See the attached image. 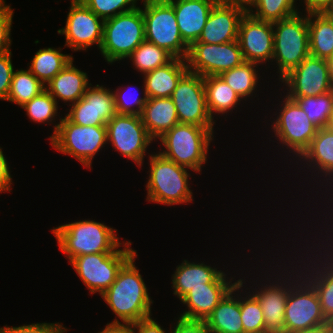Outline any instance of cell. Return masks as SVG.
<instances>
[{"label":"cell","instance_id":"9","mask_svg":"<svg viewBox=\"0 0 333 333\" xmlns=\"http://www.w3.org/2000/svg\"><path fill=\"white\" fill-rule=\"evenodd\" d=\"M131 244V241H125L115 252L81 255L69 263L90 293L101 295L116 280L122 266L137 253Z\"/></svg>","mask_w":333,"mask_h":333},{"label":"cell","instance_id":"38","mask_svg":"<svg viewBox=\"0 0 333 333\" xmlns=\"http://www.w3.org/2000/svg\"><path fill=\"white\" fill-rule=\"evenodd\" d=\"M294 99L309 120L318 128L326 127L330 115L333 113V90L318 96L289 97Z\"/></svg>","mask_w":333,"mask_h":333},{"label":"cell","instance_id":"31","mask_svg":"<svg viewBox=\"0 0 333 333\" xmlns=\"http://www.w3.org/2000/svg\"><path fill=\"white\" fill-rule=\"evenodd\" d=\"M310 55L328 60L333 55V21L325 14H308Z\"/></svg>","mask_w":333,"mask_h":333},{"label":"cell","instance_id":"14","mask_svg":"<svg viewBox=\"0 0 333 333\" xmlns=\"http://www.w3.org/2000/svg\"><path fill=\"white\" fill-rule=\"evenodd\" d=\"M107 142L120 155L142 167L148 146L153 143L141 116L116 114L107 123Z\"/></svg>","mask_w":333,"mask_h":333},{"label":"cell","instance_id":"21","mask_svg":"<svg viewBox=\"0 0 333 333\" xmlns=\"http://www.w3.org/2000/svg\"><path fill=\"white\" fill-rule=\"evenodd\" d=\"M296 163V165H299L298 163L302 166L304 165V169L307 166L306 168L311 172V174L314 173L315 177L311 175V177H313V181H315L314 179L316 177L317 181L319 179V182H317L316 185L322 183L319 187L323 186V189L326 188V192H324L326 197L325 200L327 201L328 199V203H333V194H331L333 193V132L329 131L325 127L318 129L309 148L302 154ZM321 180H323V182ZM328 186L329 190L327 189ZM325 193L327 196L330 194L332 197L329 196V198H327Z\"/></svg>","mask_w":333,"mask_h":333},{"label":"cell","instance_id":"37","mask_svg":"<svg viewBox=\"0 0 333 333\" xmlns=\"http://www.w3.org/2000/svg\"><path fill=\"white\" fill-rule=\"evenodd\" d=\"M246 279L240 278V312L244 333H265L263 311L258 299L247 289ZM244 288V289H243ZM242 291V293H241ZM247 293H245V292Z\"/></svg>","mask_w":333,"mask_h":333},{"label":"cell","instance_id":"40","mask_svg":"<svg viewBox=\"0 0 333 333\" xmlns=\"http://www.w3.org/2000/svg\"><path fill=\"white\" fill-rule=\"evenodd\" d=\"M118 87L119 88H117L116 90H113L116 113L140 116L142 113L143 107L148 99L145 89H144V84L142 86V88H143L142 93L138 92L139 90H136L137 92L135 91V93H137V94L141 93L143 95L141 97H139V95H137L138 96L137 97L135 93H133V95H132L131 94L132 92H130L132 90H130L129 92H126V90L123 89V87L122 88H121V86H118ZM130 88L131 87H129V89ZM129 89H127V90H129Z\"/></svg>","mask_w":333,"mask_h":333},{"label":"cell","instance_id":"26","mask_svg":"<svg viewBox=\"0 0 333 333\" xmlns=\"http://www.w3.org/2000/svg\"><path fill=\"white\" fill-rule=\"evenodd\" d=\"M72 59L46 86L45 89L58 103L62 100L71 106L84 96L89 83L88 74L76 68ZM58 99V101H57Z\"/></svg>","mask_w":333,"mask_h":333},{"label":"cell","instance_id":"32","mask_svg":"<svg viewBox=\"0 0 333 333\" xmlns=\"http://www.w3.org/2000/svg\"><path fill=\"white\" fill-rule=\"evenodd\" d=\"M61 48L39 49L31 59L27 68L39 81L46 86L73 58L63 54Z\"/></svg>","mask_w":333,"mask_h":333},{"label":"cell","instance_id":"15","mask_svg":"<svg viewBox=\"0 0 333 333\" xmlns=\"http://www.w3.org/2000/svg\"><path fill=\"white\" fill-rule=\"evenodd\" d=\"M185 60L189 72L203 77L220 75L244 61L238 40L223 44L194 42Z\"/></svg>","mask_w":333,"mask_h":333},{"label":"cell","instance_id":"50","mask_svg":"<svg viewBox=\"0 0 333 333\" xmlns=\"http://www.w3.org/2000/svg\"><path fill=\"white\" fill-rule=\"evenodd\" d=\"M287 333H333V323L328 322L323 325H318L312 328H307Z\"/></svg>","mask_w":333,"mask_h":333},{"label":"cell","instance_id":"53","mask_svg":"<svg viewBox=\"0 0 333 333\" xmlns=\"http://www.w3.org/2000/svg\"><path fill=\"white\" fill-rule=\"evenodd\" d=\"M327 61L329 65L330 80L333 85V55Z\"/></svg>","mask_w":333,"mask_h":333},{"label":"cell","instance_id":"5","mask_svg":"<svg viewBox=\"0 0 333 333\" xmlns=\"http://www.w3.org/2000/svg\"><path fill=\"white\" fill-rule=\"evenodd\" d=\"M149 177L146 200L167 206L189 204L193 200L189 168L176 164L157 153L149 154ZM188 171V172H187Z\"/></svg>","mask_w":333,"mask_h":333},{"label":"cell","instance_id":"13","mask_svg":"<svg viewBox=\"0 0 333 333\" xmlns=\"http://www.w3.org/2000/svg\"><path fill=\"white\" fill-rule=\"evenodd\" d=\"M176 107L179 123L214 129L216 123L207 108L204 77L187 71L170 97Z\"/></svg>","mask_w":333,"mask_h":333},{"label":"cell","instance_id":"28","mask_svg":"<svg viewBox=\"0 0 333 333\" xmlns=\"http://www.w3.org/2000/svg\"><path fill=\"white\" fill-rule=\"evenodd\" d=\"M188 71L185 59L173 58L169 63L144 74L143 83L148 98H170L178 81Z\"/></svg>","mask_w":333,"mask_h":333},{"label":"cell","instance_id":"49","mask_svg":"<svg viewBox=\"0 0 333 333\" xmlns=\"http://www.w3.org/2000/svg\"><path fill=\"white\" fill-rule=\"evenodd\" d=\"M104 327L98 333H136L134 324L132 323L110 322Z\"/></svg>","mask_w":333,"mask_h":333},{"label":"cell","instance_id":"18","mask_svg":"<svg viewBox=\"0 0 333 333\" xmlns=\"http://www.w3.org/2000/svg\"><path fill=\"white\" fill-rule=\"evenodd\" d=\"M65 27L57 33L65 36V47L72 51H86L92 45L100 49L103 39L104 20L92 12L85 4L71 5Z\"/></svg>","mask_w":333,"mask_h":333},{"label":"cell","instance_id":"11","mask_svg":"<svg viewBox=\"0 0 333 333\" xmlns=\"http://www.w3.org/2000/svg\"><path fill=\"white\" fill-rule=\"evenodd\" d=\"M56 134L50 139L55 150L77 159L86 168L92 166L94 156L107 142L106 125L81 126L70 122L65 116L60 117Z\"/></svg>","mask_w":333,"mask_h":333},{"label":"cell","instance_id":"16","mask_svg":"<svg viewBox=\"0 0 333 333\" xmlns=\"http://www.w3.org/2000/svg\"><path fill=\"white\" fill-rule=\"evenodd\" d=\"M284 323L285 333L328 323L315 289L303 277L290 288Z\"/></svg>","mask_w":333,"mask_h":333},{"label":"cell","instance_id":"42","mask_svg":"<svg viewBox=\"0 0 333 333\" xmlns=\"http://www.w3.org/2000/svg\"><path fill=\"white\" fill-rule=\"evenodd\" d=\"M5 0L0 1V54L11 51V28L14 9Z\"/></svg>","mask_w":333,"mask_h":333},{"label":"cell","instance_id":"22","mask_svg":"<svg viewBox=\"0 0 333 333\" xmlns=\"http://www.w3.org/2000/svg\"><path fill=\"white\" fill-rule=\"evenodd\" d=\"M246 12L242 7L218 2L196 42L223 44L238 40L239 24Z\"/></svg>","mask_w":333,"mask_h":333},{"label":"cell","instance_id":"34","mask_svg":"<svg viewBox=\"0 0 333 333\" xmlns=\"http://www.w3.org/2000/svg\"><path fill=\"white\" fill-rule=\"evenodd\" d=\"M45 90V86L29 70L19 69L13 72L10 90L6 101L20 107Z\"/></svg>","mask_w":333,"mask_h":333},{"label":"cell","instance_id":"8","mask_svg":"<svg viewBox=\"0 0 333 333\" xmlns=\"http://www.w3.org/2000/svg\"><path fill=\"white\" fill-rule=\"evenodd\" d=\"M145 40L141 7L104 20L100 53L108 64L122 61Z\"/></svg>","mask_w":333,"mask_h":333},{"label":"cell","instance_id":"4","mask_svg":"<svg viewBox=\"0 0 333 333\" xmlns=\"http://www.w3.org/2000/svg\"><path fill=\"white\" fill-rule=\"evenodd\" d=\"M214 129L178 123L160 138L163 151L158 153L178 165L201 173L207 162L209 146L214 140Z\"/></svg>","mask_w":333,"mask_h":333},{"label":"cell","instance_id":"27","mask_svg":"<svg viewBox=\"0 0 333 333\" xmlns=\"http://www.w3.org/2000/svg\"><path fill=\"white\" fill-rule=\"evenodd\" d=\"M240 281L223 297L205 322L211 333H244L240 312Z\"/></svg>","mask_w":333,"mask_h":333},{"label":"cell","instance_id":"10","mask_svg":"<svg viewBox=\"0 0 333 333\" xmlns=\"http://www.w3.org/2000/svg\"><path fill=\"white\" fill-rule=\"evenodd\" d=\"M280 98L282 101L279 102L282 106L280 108L277 106L278 109H275L279 112L273 114L276 118L272 119L271 127L275 139H278L277 141L280 143L278 146L282 145L283 149H288L295 161L309 148L318 128L309 120L307 114L294 99L287 95Z\"/></svg>","mask_w":333,"mask_h":333},{"label":"cell","instance_id":"24","mask_svg":"<svg viewBox=\"0 0 333 333\" xmlns=\"http://www.w3.org/2000/svg\"><path fill=\"white\" fill-rule=\"evenodd\" d=\"M174 9L183 41L190 46L198 41L212 8L218 0H168Z\"/></svg>","mask_w":333,"mask_h":333},{"label":"cell","instance_id":"45","mask_svg":"<svg viewBox=\"0 0 333 333\" xmlns=\"http://www.w3.org/2000/svg\"><path fill=\"white\" fill-rule=\"evenodd\" d=\"M177 319L171 333H211L205 320H190L179 316Z\"/></svg>","mask_w":333,"mask_h":333},{"label":"cell","instance_id":"35","mask_svg":"<svg viewBox=\"0 0 333 333\" xmlns=\"http://www.w3.org/2000/svg\"><path fill=\"white\" fill-rule=\"evenodd\" d=\"M137 72L146 74L169 63L174 57L154 43L144 40L128 57Z\"/></svg>","mask_w":333,"mask_h":333},{"label":"cell","instance_id":"1","mask_svg":"<svg viewBox=\"0 0 333 333\" xmlns=\"http://www.w3.org/2000/svg\"><path fill=\"white\" fill-rule=\"evenodd\" d=\"M138 254L133 255L119 270L116 280L101 294L116 318L112 322L132 323L152 316L153 300L135 265Z\"/></svg>","mask_w":333,"mask_h":333},{"label":"cell","instance_id":"55","mask_svg":"<svg viewBox=\"0 0 333 333\" xmlns=\"http://www.w3.org/2000/svg\"><path fill=\"white\" fill-rule=\"evenodd\" d=\"M325 14L333 21V3L330 8L325 12Z\"/></svg>","mask_w":333,"mask_h":333},{"label":"cell","instance_id":"57","mask_svg":"<svg viewBox=\"0 0 333 333\" xmlns=\"http://www.w3.org/2000/svg\"><path fill=\"white\" fill-rule=\"evenodd\" d=\"M138 0H136L137 2ZM162 1H166V0H141V2L143 4H146V3H154V2H162Z\"/></svg>","mask_w":333,"mask_h":333},{"label":"cell","instance_id":"52","mask_svg":"<svg viewBox=\"0 0 333 333\" xmlns=\"http://www.w3.org/2000/svg\"><path fill=\"white\" fill-rule=\"evenodd\" d=\"M333 205V204H332ZM333 211V210H332ZM333 214V212L330 214L331 216H333L332 215ZM331 216H329V219L328 220H330V222L332 223H330L329 221H327V223H326V226L325 227H320V228H323V230H325V233H322L321 232V239H325V238H327L332 244H333V217H332V219H330L331 218ZM332 220V221H331ZM328 223H330V224H328ZM327 225H328V227H327ZM330 225H331V227H330ZM324 228H327V229H324ZM332 231H331V230ZM330 232V233H329ZM332 233V234H331ZM322 234L324 235V234H326V235H324V236H322ZM331 234V235H330ZM330 236V237H329Z\"/></svg>","mask_w":333,"mask_h":333},{"label":"cell","instance_id":"39","mask_svg":"<svg viewBox=\"0 0 333 333\" xmlns=\"http://www.w3.org/2000/svg\"><path fill=\"white\" fill-rule=\"evenodd\" d=\"M296 2L297 0H256L247 12L256 19L274 23L299 13Z\"/></svg>","mask_w":333,"mask_h":333},{"label":"cell","instance_id":"48","mask_svg":"<svg viewBox=\"0 0 333 333\" xmlns=\"http://www.w3.org/2000/svg\"><path fill=\"white\" fill-rule=\"evenodd\" d=\"M303 1V0H302ZM333 0H304L305 10L308 14H323L332 5Z\"/></svg>","mask_w":333,"mask_h":333},{"label":"cell","instance_id":"23","mask_svg":"<svg viewBox=\"0 0 333 333\" xmlns=\"http://www.w3.org/2000/svg\"><path fill=\"white\" fill-rule=\"evenodd\" d=\"M205 262H190L187 259L183 260L180 265H177L174 274H172V289L173 294L181 300L191 288L205 286V283H232L234 276L228 275L224 270H218ZM232 277V278H231Z\"/></svg>","mask_w":333,"mask_h":333},{"label":"cell","instance_id":"46","mask_svg":"<svg viewBox=\"0 0 333 333\" xmlns=\"http://www.w3.org/2000/svg\"><path fill=\"white\" fill-rule=\"evenodd\" d=\"M12 183L9 163L3 154L2 147H0V193L10 192Z\"/></svg>","mask_w":333,"mask_h":333},{"label":"cell","instance_id":"19","mask_svg":"<svg viewBox=\"0 0 333 333\" xmlns=\"http://www.w3.org/2000/svg\"><path fill=\"white\" fill-rule=\"evenodd\" d=\"M238 42L244 61L264 65L271 62L274 51L273 23L256 19L248 12L239 24Z\"/></svg>","mask_w":333,"mask_h":333},{"label":"cell","instance_id":"17","mask_svg":"<svg viewBox=\"0 0 333 333\" xmlns=\"http://www.w3.org/2000/svg\"><path fill=\"white\" fill-rule=\"evenodd\" d=\"M286 86L288 97L318 96L333 90L326 59L307 56L278 83ZM288 87V88H287Z\"/></svg>","mask_w":333,"mask_h":333},{"label":"cell","instance_id":"3","mask_svg":"<svg viewBox=\"0 0 333 333\" xmlns=\"http://www.w3.org/2000/svg\"><path fill=\"white\" fill-rule=\"evenodd\" d=\"M51 232L69 262L81 255L115 252L124 242L113 227L89 219L61 224Z\"/></svg>","mask_w":333,"mask_h":333},{"label":"cell","instance_id":"43","mask_svg":"<svg viewBox=\"0 0 333 333\" xmlns=\"http://www.w3.org/2000/svg\"><path fill=\"white\" fill-rule=\"evenodd\" d=\"M63 327L64 325L59 322L31 323L15 327L5 325L4 327H0V333H57Z\"/></svg>","mask_w":333,"mask_h":333},{"label":"cell","instance_id":"12","mask_svg":"<svg viewBox=\"0 0 333 333\" xmlns=\"http://www.w3.org/2000/svg\"><path fill=\"white\" fill-rule=\"evenodd\" d=\"M145 40L166 50L174 58L186 59L189 46L183 41L172 4L162 2L143 4Z\"/></svg>","mask_w":333,"mask_h":333},{"label":"cell","instance_id":"29","mask_svg":"<svg viewBox=\"0 0 333 333\" xmlns=\"http://www.w3.org/2000/svg\"><path fill=\"white\" fill-rule=\"evenodd\" d=\"M140 116L154 141L179 123L177 110L171 98H148Z\"/></svg>","mask_w":333,"mask_h":333},{"label":"cell","instance_id":"7","mask_svg":"<svg viewBox=\"0 0 333 333\" xmlns=\"http://www.w3.org/2000/svg\"><path fill=\"white\" fill-rule=\"evenodd\" d=\"M299 12L273 23V59L280 79L297 67L309 51L308 15Z\"/></svg>","mask_w":333,"mask_h":333},{"label":"cell","instance_id":"44","mask_svg":"<svg viewBox=\"0 0 333 333\" xmlns=\"http://www.w3.org/2000/svg\"><path fill=\"white\" fill-rule=\"evenodd\" d=\"M12 51L0 54V100H6L10 90L14 67L12 64Z\"/></svg>","mask_w":333,"mask_h":333},{"label":"cell","instance_id":"41","mask_svg":"<svg viewBox=\"0 0 333 333\" xmlns=\"http://www.w3.org/2000/svg\"><path fill=\"white\" fill-rule=\"evenodd\" d=\"M136 0H86L85 5L103 20L137 8Z\"/></svg>","mask_w":333,"mask_h":333},{"label":"cell","instance_id":"58","mask_svg":"<svg viewBox=\"0 0 333 333\" xmlns=\"http://www.w3.org/2000/svg\"><path fill=\"white\" fill-rule=\"evenodd\" d=\"M68 329L66 327L61 328L57 333H66Z\"/></svg>","mask_w":333,"mask_h":333},{"label":"cell","instance_id":"30","mask_svg":"<svg viewBox=\"0 0 333 333\" xmlns=\"http://www.w3.org/2000/svg\"><path fill=\"white\" fill-rule=\"evenodd\" d=\"M207 108L214 119L215 114L228 115L235 107L240 106L243 100L240 96L219 76L209 75L204 77ZM214 115V116H213Z\"/></svg>","mask_w":333,"mask_h":333},{"label":"cell","instance_id":"6","mask_svg":"<svg viewBox=\"0 0 333 333\" xmlns=\"http://www.w3.org/2000/svg\"><path fill=\"white\" fill-rule=\"evenodd\" d=\"M321 231L322 229L320 230V232L315 231L312 234L314 235L315 233H319V238H316V236L315 238H311L314 239L315 242L318 241V243H314V241L312 242V240H310V245H312L311 248L309 247V244H306V246H304V249L302 250L305 252L306 249V253H303L302 251L299 252L297 255L299 260H294L293 263L300 269L302 277L315 289L319 298V302L321 304L322 313L324 314L328 322L333 323V244L328 241L327 238L325 240L320 239ZM311 249L313 250L311 251ZM300 253H302V256L300 255ZM308 254L310 257L308 256ZM295 262L300 265H297Z\"/></svg>","mask_w":333,"mask_h":333},{"label":"cell","instance_id":"47","mask_svg":"<svg viewBox=\"0 0 333 333\" xmlns=\"http://www.w3.org/2000/svg\"><path fill=\"white\" fill-rule=\"evenodd\" d=\"M136 333H167L156 319L147 317L134 323ZM171 333V331H169Z\"/></svg>","mask_w":333,"mask_h":333},{"label":"cell","instance_id":"2","mask_svg":"<svg viewBox=\"0 0 333 333\" xmlns=\"http://www.w3.org/2000/svg\"><path fill=\"white\" fill-rule=\"evenodd\" d=\"M288 257H290L287 259V260L290 259L288 261V263L290 262L289 266H287L285 260L283 261L285 263L284 264L281 263V259H279L280 262L278 263L282 265H278L276 262V264L273 265V267H271L270 264V268L272 269V271L268 267L267 268L268 271L266 270L265 272H263V274L266 276H264L265 278H263L262 282L267 280L266 283L264 282L261 283L260 280V284L258 283L257 285V283L254 282H257L258 279H254L252 281L253 282L252 284H254L252 285L253 289L252 286L250 285H249L250 288L248 287L246 288L247 290L252 291L251 293L258 299V302L261 305L264 317L265 333H285L284 313L287 302V296L290 291V288L302 277L300 269L296 265L294 267V264L291 261V256ZM281 266H283V268ZM274 267L275 268L278 267L277 269L279 270L275 269ZM269 270L270 274L273 273L272 275L273 276L275 275L276 277L275 276L273 277L272 275L268 274ZM256 287H258V289Z\"/></svg>","mask_w":333,"mask_h":333},{"label":"cell","instance_id":"54","mask_svg":"<svg viewBox=\"0 0 333 333\" xmlns=\"http://www.w3.org/2000/svg\"><path fill=\"white\" fill-rule=\"evenodd\" d=\"M325 128L328 129L329 131L333 132V113L330 115V117L328 119V123Z\"/></svg>","mask_w":333,"mask_h":333},{"label":"cell","instance_id":"25","mask_svg":"<svg viewBox=\"0 0 333 333\" xmlns=\"http://www.w3.org/2000/svg\"><path fill=\"white\" fill-rule=\"evenodd\" d=\"M234 280L233 283H205V286L191 288L180 300L186 306V310L178 316L190 320H206L223 297L239 281V279Z\"/></svg>","mask_w":333,"mask_h":333},{"label":"cell","instance_id":"51","mask_svg":"<svg viewBox=\"0 0 333 333\" xmlns=\"http://www.w3.org/2000/svg\"><path fill=\"white\" fill-rule=\"evenodd\" d=\"M221 3L236 5L238 7H242L246 11H248L256 0H218Z\"/></svg>","mask_w":333,"mask_h":333},{"label":"cell","instance_id":"36","mask_svg":"<svg viewBox=\"0 0 333 333\" xmlns=\"http://www.w3.org/2000/svg\"><path fill=\"white\" fill-rule=\"evenodd\" d=\"M58 103L45 89L39 95L32 98L29 102L25 103L21 108L26 111L28 118L35 123L54 124L53 134L49 137L51 139L59 128L60 121L56 124L58 115ZM56 118V119H55ZM55 121V122H54Z\"/></svg>","mask_w":333,"mask_h":333},{"label":"cell","instance_id":"33","mask_svg":"<svg viewBox=\"0 0 333 333\" xmlns=\"http://www.w3.org/2000/svg\"><path fill=\"white\" fill-rule=\"evenodd\" d=\"M259 64L255 62L243 61L239 66L221 73L219 76L246 101L255 94L259 85ZM259 67V68H258ZM257 68V69H256ZM251 96V97H250Z\"/></svg>","mask_w":333,"mask_h":333},{"label":"cell","instance_id":"20","mask_svg":"<svg viewBox=\"0 0 333 333\" xmlns=\"http://www.w3.org/2000/svg\"><path fill=\"white\" fill-rule=\"evenodd\" d=\"M67 110L65 117L81 126L106 125L117 114L113 91L99 84H91L84 96Z\"/></svg>","mask_w":333,"mask_h":333},{"label":"cell","instance_id":"56","mask_svg":"<svg viewBox=\"0 0 333 333\" xmlns=\"http://www.w3.org/2000/svg\"><path fill=\"white\" fill-rule=\"evenodd\" d=\"M86 0H71V5L85 4Z\"/></svg>","mask_w":333,"mask_h":333}]
</instances>
